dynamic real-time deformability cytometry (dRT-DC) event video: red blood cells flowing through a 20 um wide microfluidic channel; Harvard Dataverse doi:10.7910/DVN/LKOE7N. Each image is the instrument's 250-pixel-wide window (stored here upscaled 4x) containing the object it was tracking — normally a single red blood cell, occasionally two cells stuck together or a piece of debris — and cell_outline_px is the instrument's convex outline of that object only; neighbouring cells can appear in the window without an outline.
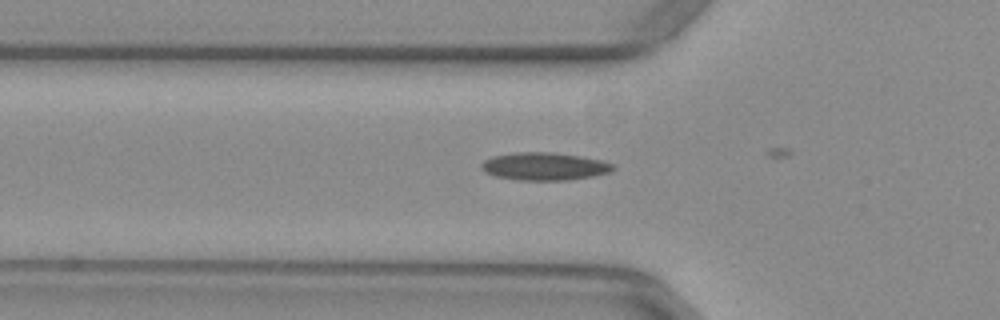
{"species": "common noctule bat (a hibernating species)", "species_latin": "Nyctalus noctula", "temperature_condition": "warm", "stored_images_in_passage": 9, "camera_frame_rate_fps": 3000, "um_per_image_px": 0.085, "animal": {"sex": "female", "body_mass_g": 29.2, "forearm_length_mm": 56.3}, "frame": {"image": 1, "passage_image": 8, "time_ms": 2.333, "image_size_px": [1000, 320], "cell_outline_px": [[616, 168], [612, 172], [592, 176], [568, 180], [516, 180], [496, 176], [484, 172], [480, 168], [480, 164], [484, 160], [492, 156], [516, 152], [552, 152], [580, 156], [600, 160], [612, 164]], "centroid_in_image_um": [46.25, 14.14], "position_along_channel_um": 79.6, "area_um2": 21.39}}